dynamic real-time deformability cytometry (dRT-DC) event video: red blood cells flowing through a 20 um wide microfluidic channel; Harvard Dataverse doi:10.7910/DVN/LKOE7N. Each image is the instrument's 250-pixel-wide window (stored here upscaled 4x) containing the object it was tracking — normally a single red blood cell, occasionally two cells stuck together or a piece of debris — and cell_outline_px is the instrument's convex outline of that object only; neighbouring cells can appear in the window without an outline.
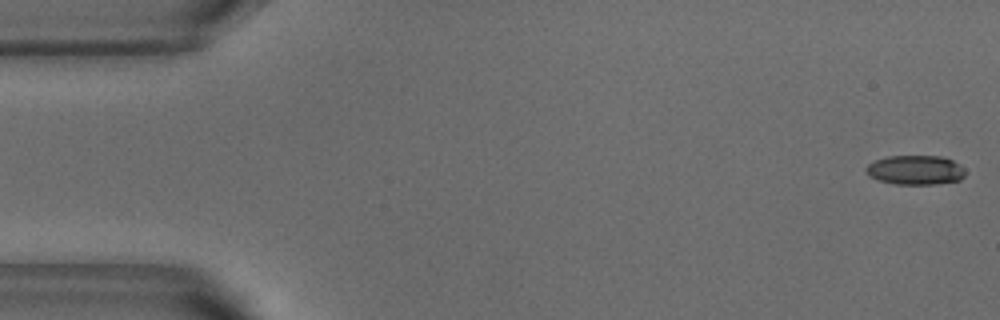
{"species": "common noctule bat (a hibernating species)", "species_latin": "Nyctalus noctula", "temperature_condition": "warm", "stored_images_in_passage": 16, "camera_frame_rate_fps": 3000, "um_per_image_px": 0.085, "animal": {"sex": "male", "body_mass_g": 18.8}, "frame": {"image": 1, "passage_image": 1, "time_ms": 0.0, "image_size_px": [1000, 320], "cell_outline_px": [[964, 176], [960, 180], [936, 184], [896, 184], [880, 180], [872, 176], [864, 168], [868, 164], [876, 160], [888, 156], [940, 156], [952, 160], [960, 164], [964, 168]], "centroid_in_image_um": [77.84, 14.44], "position_along_channel_um": 7.2, "area_um2": 16.82}}
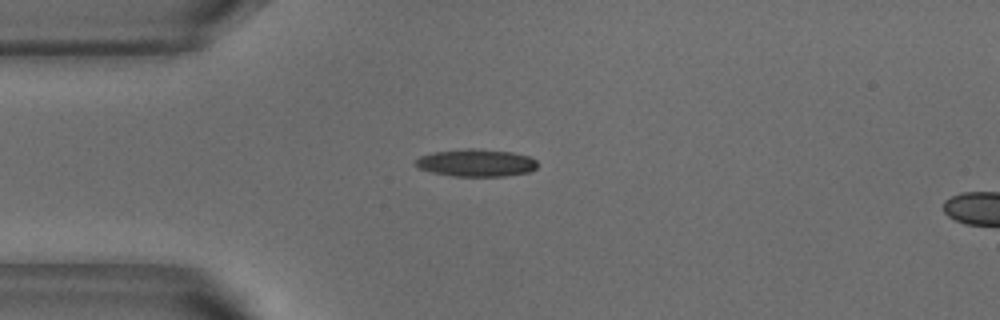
{"frame": {"image": 2, "passage_image": 13, "time_ms": 4.0, "image_size_px": [1000, 320], "cell_outline_px": [[536, 168], [528, 172], [504, 176], [452, 176], [432, 172], [416, 168], [416, 160], [420, 156], [432, 152], [468, 148], [472, 148], [512, 152], [528, 156], [536, 160]], "centroid_in_image_um": [40.44, 13.84], "position_along_channel_um": 44.6, "area_um2": 19.42}}